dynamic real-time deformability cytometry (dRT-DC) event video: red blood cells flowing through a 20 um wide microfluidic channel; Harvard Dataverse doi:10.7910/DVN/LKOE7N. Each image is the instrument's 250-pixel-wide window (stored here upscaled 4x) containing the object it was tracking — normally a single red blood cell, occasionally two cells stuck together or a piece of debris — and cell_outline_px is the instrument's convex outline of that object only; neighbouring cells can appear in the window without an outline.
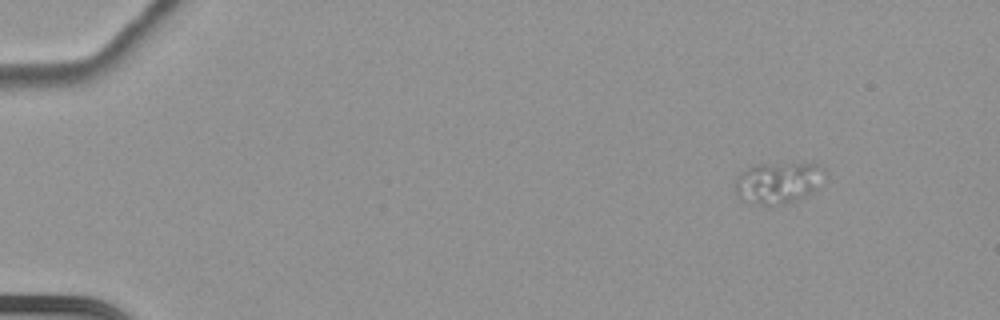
{"species": "common noctule bat (a hibernating species)", "species_latin": "Nyctalus noctula", "temperature_condition": "cold", "stored_images_in_passage": 57, "camera_frame_rate_fps": 3000, "um_per_image_px": 0.085, "animal": {"sex": "female", "body_mass_g": 22.7, "forearm_length_mm": 54.2}, "frame": {"image": 1, "passage_image": 1, "time_ms": 0.0, "image_size_px": [1000, 320], "cell_outline_px": [[816, 188], [812, 192], [796, 200], [780, 204], [752, 204], [740, 200], [736, 196], [736, 176], [740, 172], [756, 164], [812, 160], [816, 164]], "centroid_in_image_um": [65.99, 15.5], "position_along_channel_um": 19.0, "area_um2": 21.33}}
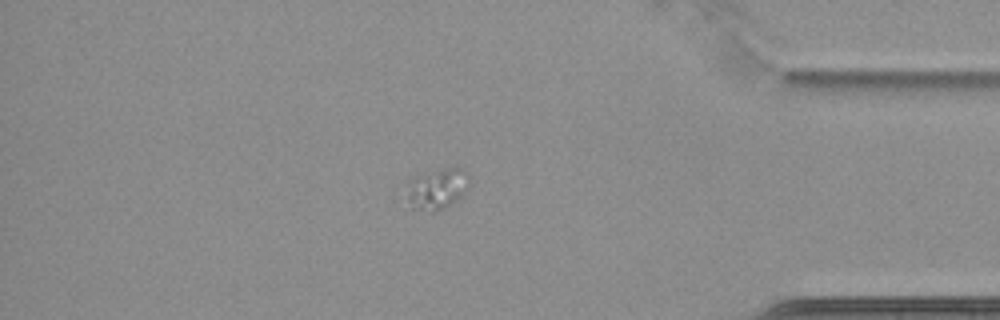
{"frame": {"image": 2, "passage_image": 49, "time_ms": 16.0, "image_size_px": [1000, 320], "cell_outline_px": [[468, 184], [460, 196], [456, 200], [444, 208], [432, 212], [412, 208], [408, 200], [408, 180], [416, 176], [456, 164], [468, 172]], "centroid_in_image_um": [37.16, 16.0], "position_along_channel_um": 398.0, "area_um2": 14.85}}
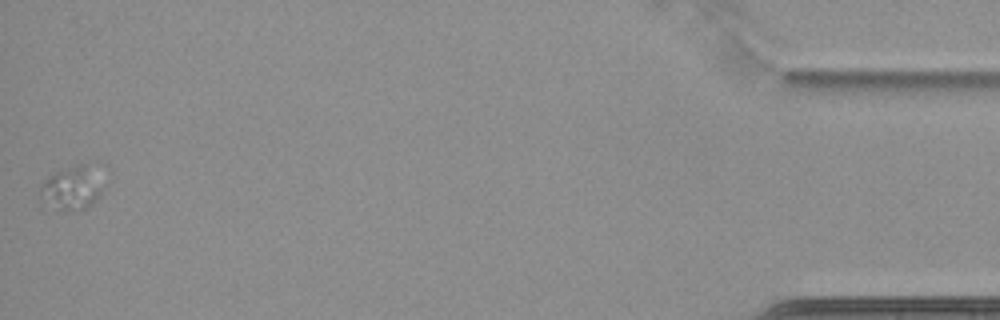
{"frame": {"image": 3, "passage_image": 57, "time_ms": 18.667, "image_size_px": [1000, 320], "cell_outline_px": [[100, 196], [92, 204], [84, 208], [40, 208], [40, 188], [44, 180], [48, 176], [56, 172], [76, 164], [84, 164], [100, 188]], "centroid_in_image_um": [5.9, 16.05], "position_along_channel_um": 429.3, "area_um2": 14.97}}